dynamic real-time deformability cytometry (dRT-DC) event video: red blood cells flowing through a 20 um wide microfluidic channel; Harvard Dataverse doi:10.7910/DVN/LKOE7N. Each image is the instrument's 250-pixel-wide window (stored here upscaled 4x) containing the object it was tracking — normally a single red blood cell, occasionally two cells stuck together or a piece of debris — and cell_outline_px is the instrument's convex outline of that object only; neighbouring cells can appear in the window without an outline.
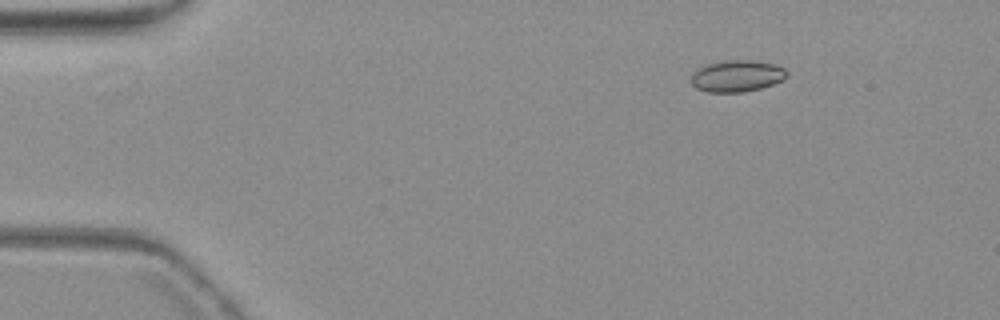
{"species": "common noctule bat (a hibernating species)", "species_latin": "Nyctalus noctula", "temperature_condition": "warm", "stored_images_in_passage": 7, "camera_frame_rate_fps": 3000, "um_per_image_px": 0.085, "animal": {"sex": "female", "body_mass_g": 19.3, "forearm_length_mm": 54.1}, "frame": {"image": 1, "passage_image": 1, "time_ms": 0.0, "image_size_px": [1000, 320], "cell_outline_px": [[788, 76], [784, 80], [760, 88], [744, 92], [708, 92], [696, 88], [692, 84], [692, 72], [708, 64], [728, 60], [748, 60], [776, 64], [784, 68], [788, 72]], "centroid_in_image_um": [62.67, 6.46], "position_along_channel_um": 22.3, "area_um2": 17.57}}
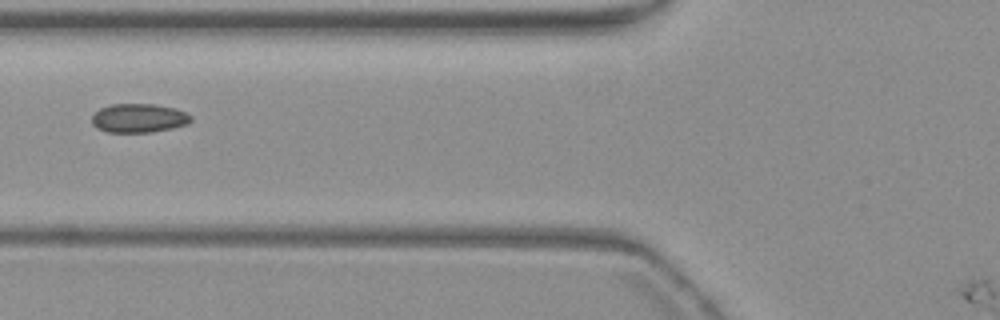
{"frame": {"image": 2, "passage_image": 5, "time_ms": 5.0, "image_size_px": [1000, 320], "cell_outline_px": [[192, 120], [188, 124], [172, 128], [152, 132], [108, 132], [96, 128], [92, 124], [92, 116], [100, 108], [112, 104], [152, 104], [176, 108], [192, 116]], "centroid_in_image_um": [11.8, 10.04], "position_along_channel_um": 114.0, "area_um2": 16.7}}
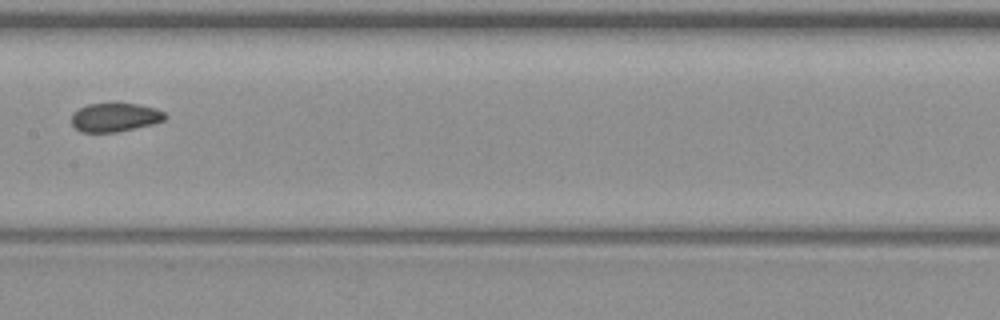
{"frame": {"image": 3, "passage_image": 7, "time_ms": 7.333, "image_size_px": [1000, 320], "cell_outline_px": [[168, 116], [164, 120], [152, 124], [116, 132], [80, 132], [72, 124], [72, 116], [80, 108], [88, 104], [140, 104], [156, 108], [164, 112]], "centroid_in_image_um": [9.8, 9.98], "position_along_channel_um": 197.6, "area_um2": 15.43}}